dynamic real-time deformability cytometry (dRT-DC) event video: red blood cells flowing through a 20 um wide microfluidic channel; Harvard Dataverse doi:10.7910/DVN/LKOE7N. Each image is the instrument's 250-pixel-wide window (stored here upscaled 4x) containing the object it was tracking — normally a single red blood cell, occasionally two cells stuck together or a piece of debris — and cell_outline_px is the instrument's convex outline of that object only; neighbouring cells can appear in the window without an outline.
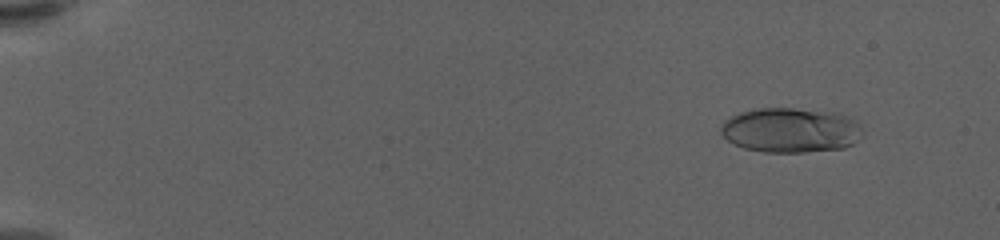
{"species": "human", "species_latin": "Homo sapiens", "temperature_condition": "warm", "stored_images_in_passage": 59, "camera_frame_rate_fps": 3000, "um_per_image_px": 0.085, "donor": {"sex": "female"}, "frame": {"image": 1, "passage_image": 6, "time_ms": 1.667, "image_size_px": [1000, 240], "cell_outline_px": [[864, 132], [852, 144], [844, 148], [804, 152], [764, 152], [744, 148], [728, 140], [720, 132], [720, 128], [724, 120], [740, 112], [756, 108], [792, 108], [840, 112], [856, 124]], "centroid_in_image_um": [67.18, 11.06], "position_along_channel_um": 17.8, "area_um2": 36.88}}
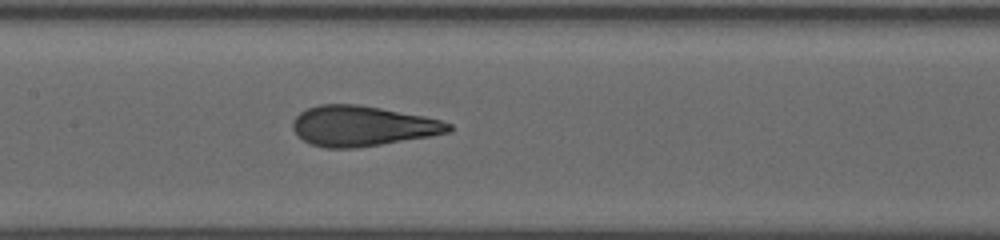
{"frame": {"image": 2, "passage_image": 31, "time_ms": 10.0, "image_size_px": [1000, 240], "cell_outline_px": [[452, 132], [356, 148], [324, 148], [312, 144], [304, 140], [292, 128], [292, 120], [300, 112], [308, 108], [320, 104], [356, 104], [380, 108], [424, 116], [440, 120], [452, 124]], "centroid_in_image_um": [30.79, 10.7], "position_along_channel_um": 176.6, "area_um2": 36.3}}
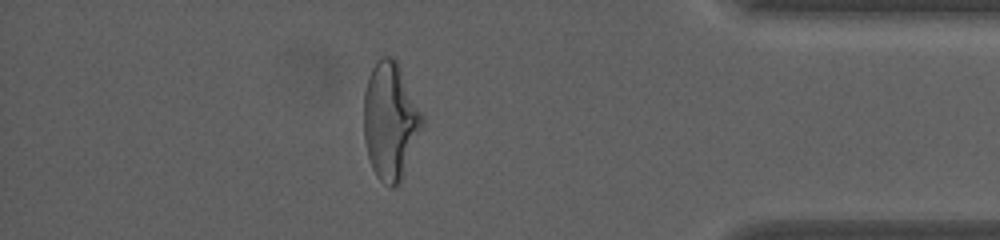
{"frame": {"image": 3, "passage_image": 52, "time_ms": 17.0, "image_size_px": [1000, 240], "cell_outline_px": [[424, 124], [400, 184], [392, 188], [384, 184], [376, 176], [372, 168], [368, 156], [364, 140], [364, 92], [368, 76], [372, 68], [380, 56], [396, 56], [424, 116]], "centroid_in_image_um": [33.19, 10.25], "position_along_channel_um": 402.0, "area_um2": 40.58}, "authors_computed_cell_mechanics": {"area_um2": 36.3562, "velocity_mm_per_s": 3.6235, "shape_relaxation_time_tau1_ms": 4.5502, "shape_relaxation_time_tau2_ms": 0.7482, "deformation_change_tau1": 0.2304, "deformation_change_tau2": 0.0944}}